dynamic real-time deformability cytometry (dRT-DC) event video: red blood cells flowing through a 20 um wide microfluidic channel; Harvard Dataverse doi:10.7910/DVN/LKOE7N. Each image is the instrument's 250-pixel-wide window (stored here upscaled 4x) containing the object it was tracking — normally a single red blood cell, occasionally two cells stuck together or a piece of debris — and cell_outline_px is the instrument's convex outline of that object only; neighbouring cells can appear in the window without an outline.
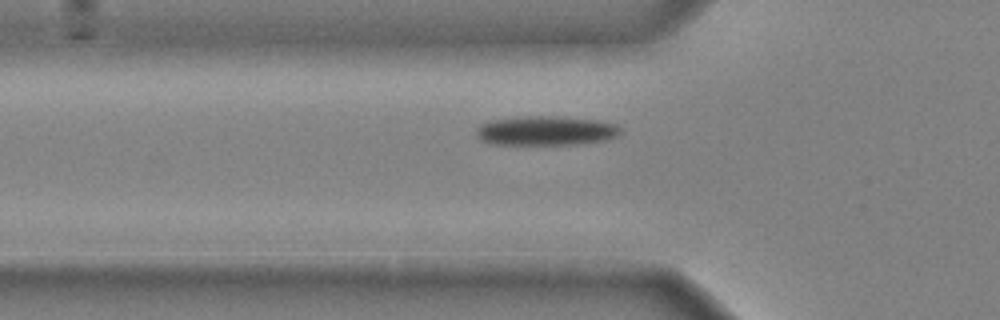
{"species": "common noctule bat (a hibernating species)", "species_latin": "Nyctalus noctula", "temperature_condition": "cold", "stored_images_in_passage": 34, "camera_frame_rate_fps": 3000, "um_per_image_px": 0.085, "animal": {"sex": "male", "body_mass_g": 20.4}, "frame": {"image": 1, "passage_image": 7, "time_ms": 2.0, "image_size_px": [1000, 320], "cell_outline_px": [[620, 132], [616, 136], [604, 140], [576, 144], [488, 144], [480, 140], [476, 136], [476, 128], [480, 124], [492, 120], [524, 116], [552, 116], [596, 120], [616, 124], [620, 128]], "centroid_in_image_um": [46.33, 11.11], "position_along_channel_um": 79.5, "area_um2": 24.57}}
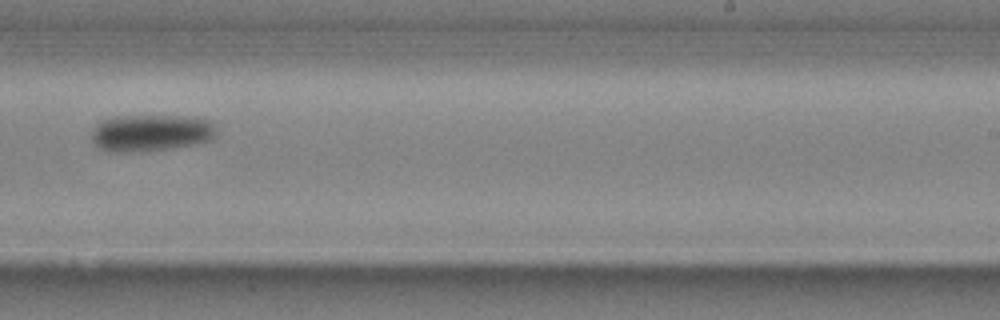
{"frame": {"image": 2, "passage_image": 22, "time_ms": 7.0, "image_size_px": [1000, 320], "cell_outline_px": [[216, 136], [212, 140], [196, 144], [172, 148], [136, 152], [108, 152], [100, 148], [92, 140], [92, 128], [96, 124], [104, 120], [120, 116], [192, 116], [212, 120], [216, 124]], "centroid_in_image_um": [12.89, 11.29], "position_along_channel_um": 276.1, "area_um2": 27.22}}
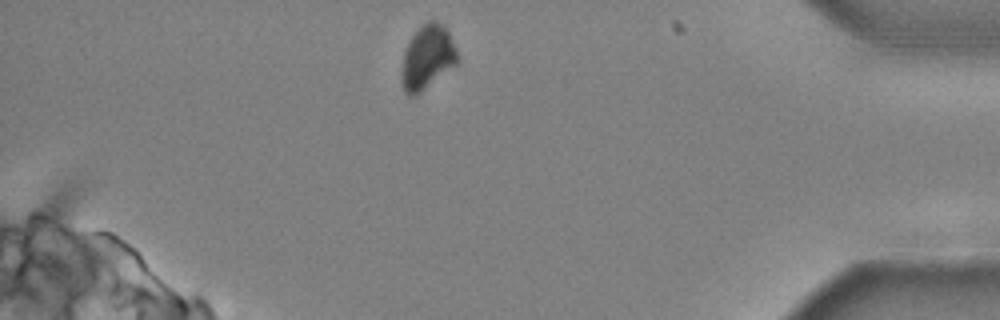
{"frame": {"image": 3, "passage_image": 34, "time_ms": 11.0, "image_size_px": [1000, 320], "cell_outline_px": [[456, 64], [416, 96], [408, 96], [404, 92], [400, 80], [400, 72], [404, 52], [412, 36], [428, 20], [436, 20], [444, 24], [448, 28], [456, 48]], "centroid_in_image_um": [36.3, 4.88], "position_along_channel_um": 398.9, "area_um2": 20.92}, "authors_computed_cell_mechanics": {"area_um2": 25.8077, "velocity_mm_per_s": 3.9419, "shape_relaxation_time_tau1_ms": 3.1317, "shape_relaxation_time_tau2_ms": null, "deformation_change_tau1": 0.1266, "deformation_change_tau2": null}}